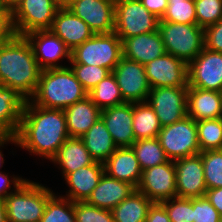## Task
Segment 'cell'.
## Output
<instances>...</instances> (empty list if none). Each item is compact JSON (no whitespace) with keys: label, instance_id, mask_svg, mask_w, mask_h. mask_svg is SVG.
I'll return each instance as SVG.
<instances>
[{"label":"cell","instance_id":"cell-53","mask_svg":"<svg viewBox=\"0 0 222 222\" xmlns=\"http://www.w3.org/2000/svg\"><path fill=\"white\" fill-rule=\"evenodd\" d=\"M73 0H64V6H67Z\"/></svg>","mask_w":222,"mask_h":222},{"label":"cell","instance_id":"cell-34","mask_svg":"<svg viewBox=\"0 0 222 222\" xmlns=\"http://www.w3.org/2000/svg\"><path fill=\"white\" fill-rule=\"evenodd\" d=\"M40 222H76L74 202L65 196L56 197L54 193L46 203Z\"/></svg>","mask_w":222,"mask_h":222},{"label":"cell","instance_id":"cell-1","mask_svg":"<svg viewBox=\"0 0 222 222\" xmlns=\"http://www.w3.org/2000/svg\"><path fill=\"white\" fill-rule=\"evenodd\" d=\"M18 146L30 153L52 160L70 137L66 117L61 109H50L25 102L16 133Z\"/></svg>","mask_w":222,"mask_h":222},{"label":"cell","instance_id":"cell-2","mask_svg":"<svg viewBox=\"0 0 222 222\" xmlns=\"http://www.w3.org/2000/svg\"><path fill=\"white\" fill-rule=\"evenodd\" d=\"M41 69L25 36L0 45V84L29 101L38 86Z\"/></svg>","mask_w":222,"mask_h":222},{"label":"cell","instance_id":"cell-29","mask_svg":"<svg viewBox=\"0 0 222 222\" xmlns=\"http://www.w3.org/2000/svg\"><path fill=\"white\" fill-rule=\"evenodd\" d=\"M152 204L150 199L136 189L111 210L114 222H145Z\"/></svg>","mask_w":222,"mask_h":222},{"label":"cell","instance_id":"cell-7","mask_svg":"<svg viewBox=\"0 0 222 222\" xmlns=\"http://www.w3.org/2000/svg\"><path fill=\"white\" fill-rule=\"evenodd\" d=\"M169 160H177L201 152L198 144L196 121L188 115L162 127L157 136Z\"/></svg>","mask_w":222,"mask_h":222},{"label":"cell","instance_id":"cell-23","mask_svg":"<svg viewBox=\"0 0 222 222\" xmlns=\"http://www.w3.org/2000/svg\"><path fill=\"white\" fill-rule=\"evenodd\" d=\"M222 92L188 86L187 115L197 121L221 118Z\"/></svg>","mask_w":222,"mask_h":222},{"label":"cell","instance_id":"cell-12","mask_svg":"<svg viewBox=\"0 0 222 222\" xmlns=\"http://www.w3.org/2000/svg\"><path fill=\"white\" fill-rule=\"evenodd\" d=\"M136 189L153 203H161L177 197L174 161L169 160L143 170L141 181Z\"/></svg>","mask_w":222,"mask_h":222},{"label":"cell","instance_id":"cell-17","mask_svg":"<svg viewBox=\"0 0 222 222\" xmlns=\"http://www.w3.org/2000/svg\"><path fill=\"white\" fill-rule=\"evenodd\" d=\"M176 193L180 198L204 197L207 191L201 152L174 160Z\"/></svg>","mask_w":222,"mask_h":222},{"label":"cell","instance_id":"cell-33","mask_svg":"<svg viewBox=\"0 0 222 222\" xmlns=\"http://www.w3.org/2000/svg\"><path fill=\"white\" fill-rule=\"evenodd\" d=\"M196 125L201 152L222 149V118L197 121Z\"/></svg>","mask_w":222,"mask_h":222},{"label":"cell","instance_id":"cell-43","mask_svg":"<svg viewBox=\"0 0 222 222\" xmlns=\"http://www.w3.org/2000/svg\"><path fill=\"white\" fill-rule=\"evenodd\" d=\"M16 35L12 11L4 8L0 12V45L12 40Z\"/></svg>","mask_w":222,"mask_h":222},{"label":"cell","instance_id":"cell-21","mask_svg":"<svg viewBox=\"0 0 222 222\" xmlns=\"http://www.w3.org/2000/svg\"><path fill=\"white\" fill-rule=\"evenodd\" d=\"M134 190L136 188L130 183L117 180L104 172L86 202L98 208L112 210Z\"/></svg>","mask_w":222,"mask_h":222},{"label":"cell","instance_id":"cell-8","mask_svg":"<svg viewBox=\"0 0 222 222\" xmlns=\"http://www.w3.org/2000/svg\"><path fill=\"white\" fill-rule=\"evenodd\" d=\"M61 6L59 0H23L12 11L16 34L24 36L36 30H49Z\"/></svg>","mask_w":222,"mask_h":222},{"label":"cell","instance_id":"cell-18","mask_svg":"<svg viewBox=\"0 0 222 222\" xmlns=\"http://www.w3.org/2000/svg\"><path fill=\"white\" fill-rule=\"evenodd\" d=\"M118 148L131 147L136 141L132 128L133 103H123L118 106L101 110V117Z\"/></svg>","mask_w":222,"mask_h":222},{"label":"cell","instance_id":"cell-52","mask_svg":"<svg viewBox=\"0 0 222 222\" xmlns=\"http://www.w3.org/2000/svg\"><path fill=\"white\" fill-rule=\"evenodd\" d=\"M5 8L3 0H0V12Z\"/></svg>","mask_w":222,"mask_h":222},{"label":"cell","instance_id":"cell-39","mask_svg":"<svg viewBox=\"0 0 222 222\" xmlns=\"http://www.w3.org/2000/svg\"><path fill=\"white\" fill-rule=\"evenodd\" d=\"M171 222H193V198L173 197L160 203Z\"/></svg>","mask_w":222,"mask_h":222},{"label":"cell","instance_id":"cell-37","mask_svg":"<svg viewBox=\"0 0 222 222\" xmlns=\"http://www.w3.org/2000/svg\"><path fill=\"white\" fill-rule=\"evenodd\" d=\"M196 24L202 28L222 19V0H194Z\"/></svg>","mask_w":222,"mask_h":222},{"label":"cell","instance_id":"cell-24","mask_svg":"<svg viewBox=\"0 0 222 222\" xmlns=\"http://www.w3.org/2000/svg\"><path fill=\"white\" fill-rule=\"evenodd\" d=\"M104 172V163L95 161L91 165L69 173L65 177V181L69 185L70 190H68L69 192L65 198L70 199L72 202L86 201L98 185Z\"/></svg>","mask_w":222,"mask_h":222},{"label":"cell","instance_id":"cell-28","mask_svg":"<svg viewBox=\"0 0 222 222\" xmlns=\"http://www.w3.org/2000/svg\"><path fill=\"white\" fill-rule=\"evenodd\" d=\"M80 138L91 157L101 163H104L118 148L101 118Z\"/></svg>","mask_w":222,"mask_h":222},{"label":"cell","instance_id":"cell-54","mask_svg":"<svg viewBox=\"0 0 222 222\" xmlns=\"http://www.w3.org/2000/svg\"><path fill=\"white\" fill-rule=\"evenodd\" d=\"M61 2V5L64 6V0H59Z\"/></svg>","mask_w":222,"mask_h":222},{"label":"cell","instance_id":"cell-38","mask_svg":"<svg viewBox=\"0 0 222 222\" xmlns=\"http://www.w3.org/2000/svg\"><path fill=\"white\" fill-rule=\"evenodd\" d=\"M72 71L76 79L81 83L83 88L89 93L101 80L111 72L100 66L72 64Z\"/></svg>","mask_w":222,"mask_h":222},{"label":"cell","instance_id":"cell-3","mask_svg":"<svg viewBox=\"0 0 222 222\" xmlns=\"http://www.w3.org/2000/svg\"><path fill=\"white\" fill-rule=\"evenodd\" d=\"M88 92L71 67L41 70L37 89L30 101L37 106L64 110L85 99Z\"/></svg>","mask_w":222,"mask_h":222},{"label":"cell","instance_id":"cell-20","mask_svg":"<svg viewBox=\"0 0 222 222\" xmlns=\"http://www.w3.org/2000/svg\"><path fill=\"white\" fill-rule=\"evenodd\" d=\"M123 57L146 65L166 51L159 30L125 38L122 41Z\"/></svg>","mask_w":222,"mask_h":222},{"label":"cell","instance_id":"cell-27","mask_svg":"<svg viewBox=\"0 0 222 222\" xmlns=\"http://www.w3.org/2000/svg\"><path fill=\"white\" fill-rule=\"evenodd\" d=\"M26 100L0 84V134H16Z\"/></svg>","mask_w":222,"mask_h":222},{"label":"cell","instance_id":"cell-41","mask_svg":"<svg viewBox=\"0 0 222 222\" xmlns=\"http://www.w3.org/2000/svg\"><path fill=\"white\" fill-rule=\"evenodd\" d=\"M222 216L204 197L193 198V222H221Z\"/></svg>","mask_w":222,"mask_h":222},{"label":"cell","instance_id":"cell-45","mask_svg":"<svg viewBox=\"0 0 222 222\" xmlns=\"http://www.w3.org/2000/svg\"><path fill=\"white\" fill-rule=\"evenodd\" d=\"M145 222H171L166 209L160 203H153L148 210Z\"/></svg>","mask_w":222,"mask_h":222},{"label":"cell","instance_id":"cell-46","mask_svg":"<svg viewBox=\"0 0 222 222\" xmlns=\"http://www.w3.org/2000/svg\"><path fill=\"white\" fill-rule=\"evenodd\" d=\"M7 174H3L0 172V197L6 198L9 194H11L14 191L8 192L9 188L11 189V182L14 185V188H18L23 182H25L26 179H23L22 177H13V180H9Z\"/></svg>","mask_w":222,"mask_h":222},{"label":"cell","instance_id":"cell-48","mask_svg":"<svg viewBox=\"0 0 222 222\" xmlns=\"http://www.w3.org/2000/svg\"><path fill=\"white\" fill-rule=\"evenodd\" d=\"M7 142H12L15 144H18V140H17V136L16 134H0V147L3 146L4 144H6ZM3 155L2 152L0 150V168L3 165Z\"/></svg>","mask_w":222,"mask_h":222},{"label":"cell","instance_id":"cell-50","mask_svg":"<svg viewBox=\"0 0 222 222\" xmlns=\"http://www.w3.org/2000/svg\"><path fill=\"white\" fill-rule=\"evenodd\" d=\"M23 0H3L4 6L13 11Z\"/></svg>","mask_w":222,"mask_h":222},{"label":"cell","instance_id":"cell-14","mask_svg":"<svg viewBox=\"0 0 222 222\" xmlns=\"http://www.w3.org/2000/svg\"><path fill=\"white\" fill-rule=\"evenodd\" d=\"M66 7L82 19L94 34L114 32L115 3L112 0H73Z\"/></svg>","mask_w":222,"mask_h":222},{"label":"cell","instance_id":"cell-4","mask_svg":"<svg viewBox=\"0 0 222 222\" xmlns=\"http://www.w3.org/2000/svg\"><path fill=\"white\" fill-rule=\"evenodd\" d=\"M5 198L8 222H40L46 203L54 194L42 184L25 180Z\"/></svg>","mask_w":222,"mask_h":222},{"label":"cell","instance_id":"cell-36","mask_svg":"<svg viewBox=\"0 0 222 222\" xmlns=\"http://www.w3.org/2000/svg\"><path fill=\"white\" fill-rule=\"evenodd\" d=\"M159 21L179 24H196V8L194 0L170 1L166 13Z\"/></svg>","mask_w":222,"mask_h":222},{"label":"cell","instance_id":"cell-6","mask_svg":"<svg viewBox=\"0 0 222 222\" xmlns=\"http://www.w3.org/2000/svg\"><path fill=\"white\" fill-rule=\"evenodd\" d=\"M122 57V40L115 32L94 34L71 51L70 63L105 67L112 72Z\"/></svg>","mask_w":222,"mask_h":222},{"label":"cell","instance_id":"cell-5","mask_svg":"<svg viewBox=\"0 0 222 222\" xmlns=\"http://www.w3.org/2000/svg\"><path fill=\"white\" fill-rule=\"evenodd\" d=\"M165 51L189 64L204 48V28L197 24L159 21Z\"/></svg>","mask_w":222,"mask_h":222},{"label":"cell","instance_id":"cell-10","mask_svg":"<svg viewBox=\"0 0 222 222\" xmlns=\"http://www.w3.org/2000/svg\"><path fill=\"white\" fill-rule=\"evenodd\" d=\"M188 87L151 88L147 102L153 108L162 127L187 116Z\"/></svg>","mask_w":222,"mask_h":222},{"label":"cell","instance_id":"cell-40","mask_svg":"<svg viewBox=\"0 0 222 222\" xmlns=\"http://www.w3.org/2000/svg\"><path fill=\"white\" fill-rule=\"evenodd\" d=\"M76 222H114L111 210L98 208L86 201L74 202Z\"/></svg>","mask_w":222,"mask_h":222},{"label":"cell","instance_id":"cell-19","mask_svg":"<svg viewBox=\"0 0 222 222\" xmlns=\"http://www.w3.org/2000/svg\"><path fill=\"white\" fill-rule=\"evenodd\" d=\"M49 30L58 36L71 51L94 35L89 26L66 6L58 9Z\"/></svg>","mask_w":222,"mask_h":222},{"label":"cell","instance_id":"cell-49","mask_svg":"<svg viewBox=\"0 0 222 222\" xmlns=\"http://www.w3.org/2000/svg\"><path fill=\"white\" fill-rule=\"evenodd\" d=\"M0 222H8L6 207H5V198L1 197H0Z\"/></svg>","mask_w":222,"mask_h":222},{"label":"cell","instance_id":"cell-11","mask_svg":"<svg viewBox=\"0 0 222 222\" xmlns=\"http://www.w3.org/2000/svg\"><path fill=\"white\" fill-rule=\"evenodd\" d=\"M124 102H146L151 90L147 81L145 66L122 57L112 71Z\"/></svg>","mask_w":222,"mask_h":222},{"label":"cell","instance_id":"cell-26","mask_svg":"<svg viewBox=\"0 0 222 222\" xmlns=\"http://www.w3.org/2000/svg\"><path fill=\"white\" fill-rule=\"evenodd\" d=\"M51 161L59 164L64 178L69 173L95 162L83 140L78 137H69Z\"/></svg>","mask_w":222,"mask_h":222},{"label":"cell","instance_id":"cell-16","mask_svg":"<svg viewBox=\"0 0 222 222\" xmlns=\"http://www.w3.org/2000/svg\"><path fill=\"white\" fill-rule=\"evenodd\" d=\"M24 36L30 43L41 70L66 67L57 62L64 57L71 60V50L50 30H36Z\"/></svg>","mask_w":222,"mask_h":222},{"label":"cell","instance_id":"cell-31","mask_svg":"<svg viewBox=\"0 0 222 222\" xmlns=\"http://www.w3.org/2000/svg\"><path fill=\"white\" fill-rule=\"evenodd\" d=\"M88 97L100 110L125 103L112 72L88 93Z\"/></svg>","mask_w":222,"mask_h":222},{"label":"cell","instance_id":"cell-32","mask_svg":"<svg viewBox=\"0 0 222 222\" xmlns=\"http://www.w3.org/2000/svg\"><path fill=\"white\" fill-rule=\"evenodd\" d=\"M131 148L135 152L142 171L169 161L157 137L136 140Z\"/></svg>","mask_w":222,"mask_h":222},{"label":"cell","instance_id":"cell-13","mask_svg":"<svg viewBox=\"0 0 222 222\" xmlns=\"http://www.w3.org/2000/svg\"><path fill=\"white\" fill-rule=\"evenodd\" d=\"M188 86L222 92V53L204 48L188 64Z\"/></svg>","mask_w":222,"mask_h":222},{"label":"cell","instance_id":"cell-25","mask_svg":"<svg viewBox=\"0 0 222 222\" xmlns=\"http://www.w3.org/2000/svg\"><path fill=\"white\" fill-rule=\"evenodd\" d=\"M63 111L66 117L67 132L70 137L80 138L101 117V110L88 96L68 106Z\"/></svg>","mask_w":222,"mask_h":222},{"label":"cell","instance_id":"cell-51","mask_svg":"<svg viewBox=\"0 0 222 222\" xmlns=\"http://www.w3.org/2000/svg\"><path fill=\"white\" fill-rule=\"evenodd\" d=\"M115 4L120 2H127V1H137V0H112Z\"/></svg>","mask_w":222,"mask_h":222},{"label":"cell","instance_id":"cell-15","mask_svg":"<svg viewBox=\"0 0 222 222\" xmlns=\"http://www.w3.org/2000/svg\"><path fill=\"white\" fill-rule=\"evenodd\" d=\"M144 66L150 88L188 87V64L171 54L165 53Z\"/></svg>","mask_w":222,"mask_h":222},{"label":"cell","instance_id":"cell-44","mask_svg":"<svg viewBox=\"0 0 222 222\" xmlns=\"http://www.w3.org/2000/svg\"><path fill=\"white\" fill-rule=\"evenodd\" d=\"M142 5L158 19H162L168 7V0H139Z\"/></svg>","mask_w":222,"mask_h":222},{"label":"cell","instance_id":"cell-30","mask_svg":"<svg viewBox=\"0 0 222 222\" xmlns=\"http://www.w3.org/2000/svg\"><path fill=\"white\" fill-rule=\"evenodd\" d=\"M132 128L135 140L156 138L159 135L162 126L147 101L133 103Z\"/></svg>","mask_w":222,"mask_h":222},{"label":"cell","instance_id":"cell-35","mask_svg":"<svg viewBox=\"0 0 222 222\" xmlns=\"http://www.w3.org/2000/svg\"><path fill=\"white\" fill-rule=\"evenodd\" d=\"M207 189L222 187V149L201 152Z\"/></svg>","mask_w":222,"mask_h":222},{"label":"cell","instance_id":"cell-22","mask_svg":"<svg viewBox=\"0 0 222 222\" xmlns=\"http://www.w3.org/2000/svg\"><path fill=\"white\" fill-rule=\"evenodd\" d=\"M105 173L117 180L125 181L138 187L142 170L135 152L131 147L117 148L104 162Z\"/></svg>","mask_w":222,"mask_h":222},{"label":"cell","instance_id":"cell-9","mask_svg":"<svg viewBox=\"0 0 222 222\" xmlns=\"http://www.w3.org/2000/svg\"><path fill=\"white\" fill-rule=\"evenodd\" d=\"M159 20L139 0L115 4L114 32L122 41L128 37L157 31Z\"/></svg>","mask_w":222,"mask_h":222},{"label":"cell","instance_id":"cell-42","mask_svg":"<svg viewBox=\"0 0 222 222\" xmlns=\"http://www.w3.org/2000/svg\"><path fill=\"white\" fill-rule=\"evenodd\" d=\"M205 48L222 53V19L204 29Z\"/></svg>","mask_w":222,"mask_h":222},{"label":"cell","instance_id":"cell-47","mask_svg":"<svg viewBox=\"0 0 222 222\" xmlns=\"http://www.w3.org/2000/svg\"><path fill=\"white\" fill-rule=\"evenodd\" d=\"M205 197L222 216V187L207 189Z\"/></svg>","mask_w":222,"mask_h":222}]
</instances>
